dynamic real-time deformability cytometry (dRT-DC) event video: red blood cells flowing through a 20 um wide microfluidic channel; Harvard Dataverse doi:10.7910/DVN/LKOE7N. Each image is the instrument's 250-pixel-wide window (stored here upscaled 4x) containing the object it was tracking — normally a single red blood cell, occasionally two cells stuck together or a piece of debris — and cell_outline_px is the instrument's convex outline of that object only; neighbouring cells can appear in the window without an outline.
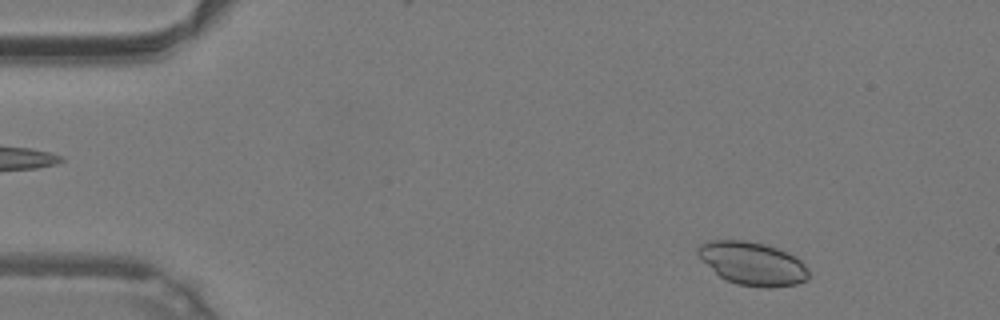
{"species": "common noctule bat (a hibernating species)", "species_latin": "Nyctalus noctula", "temperature_condition": "warm", "stored_images_in_passage": 45, "camera_frame_rate_fps": 3000, "um_per_image_px": 0.085, "animal": {"sex": "male", "body_mass_g": 19.2, "forearm_length_mm": 51.8}, "frame": {"image": 1, "passage_image": 3, "time_ms": 0.667, "image_size_px": [1000, 320], "cell_outline_px": [[812, 276], [808, 280], [796, 284], [768, 288], [764, 288], [736, 284], [720, 276], [696, 252], [696, 248], [700, 244], [708, 240], [744, 240], [764, 244], [776, 248], [796, 256], [808, 268]], "centroid_in_image_um": [64.02, 22.4], "position_along_channel_um": 21.0, "area_um2": 27.86}}
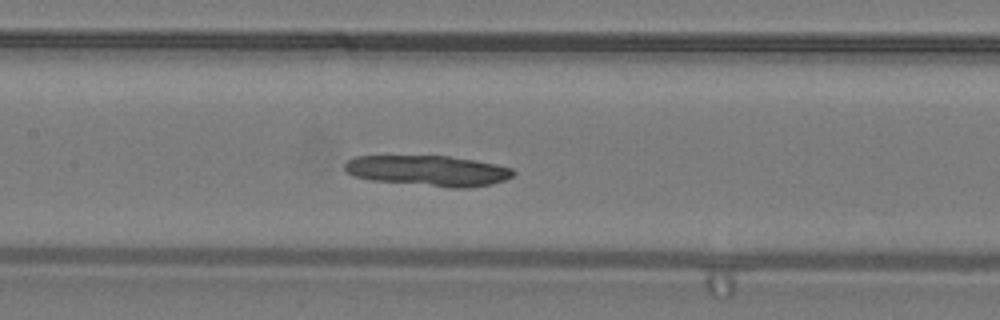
{"frame": {"image": 2, "passage_image": 20, "time_ms": 6.333, "image_size_px": [1000, 320], "cell_outline_px": [[516, 172], [512, 176], [504, 180], [492, 184], [468, 188], [448, 188], [372, 180], [352, 176], [344, 168], [344, 164], [348, 160], [356, 156], [448, 156], [496, 164], [512, 168]], "centroid_in_image_um": [36.4, 14.52], "position_along_channel_um": 171.0, "area_um2": 30.11}}
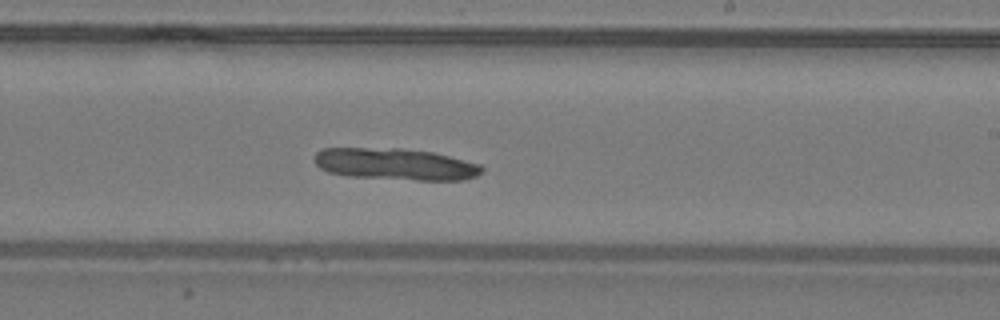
{"frame": {"image": 3, "passage_image": 26, "time_ms": 8.333, "image_size_px": [1000, 320], "cell_outline_px": [[484, 172], [476, 176], [464, 180], [416, 180], [348, 176], [328, 172], [320, 168], [316, 164], [316, 152], [324, 148], [400, 148], [432, 152], [480, 164], [484, 168]], "centroid_in_image_um": [33.63, 13.96], "position_along_channel_um": 255.4, "area_um2": 30.92}}